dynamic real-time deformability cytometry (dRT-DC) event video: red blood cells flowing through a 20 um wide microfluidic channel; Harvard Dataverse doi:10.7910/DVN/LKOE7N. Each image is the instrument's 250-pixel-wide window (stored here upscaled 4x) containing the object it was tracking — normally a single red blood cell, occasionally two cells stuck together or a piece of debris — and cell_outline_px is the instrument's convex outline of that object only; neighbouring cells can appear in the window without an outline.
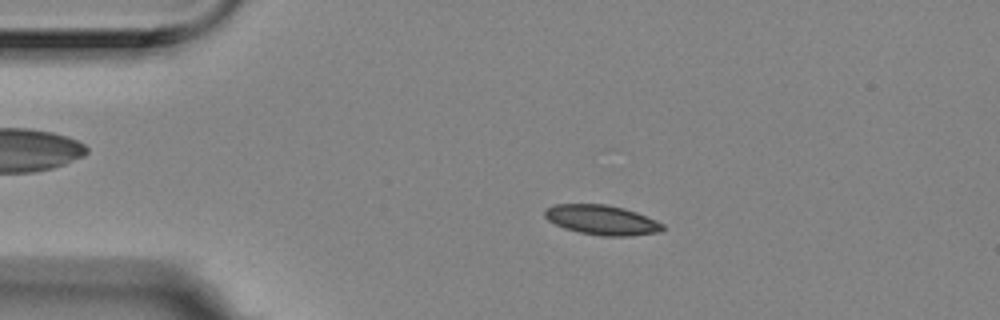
{"species": "Egyptian fruit bat (a non-hibernating species)", "species_latin": "Rousettus aegyptiacus", "temperature_condition": "room temperature", "stored_images_in_passage": 50, "camera_frame_rate_fps": 3000, "um_per_image_px": 0.085, "animal": {"sex": "female"}, "frame": {"image": 1, "passage_image": 10, "time_ms": 3.0, "image_size_px": [1000, 320], "cell_outline_px": [[664, 228], [660, 232], [632, 236], [600, 236], [580, 232], [564, 228], [548, 220], [544, 216], [544, 208], [552, 204], [604, 204], [624, 208], [636, 212], [656, 220], [664, 224]], "centroid_in_image_um": [51.14, 18.69], "position_along_channel_um": 33.9, "area_um2": 20.58}}
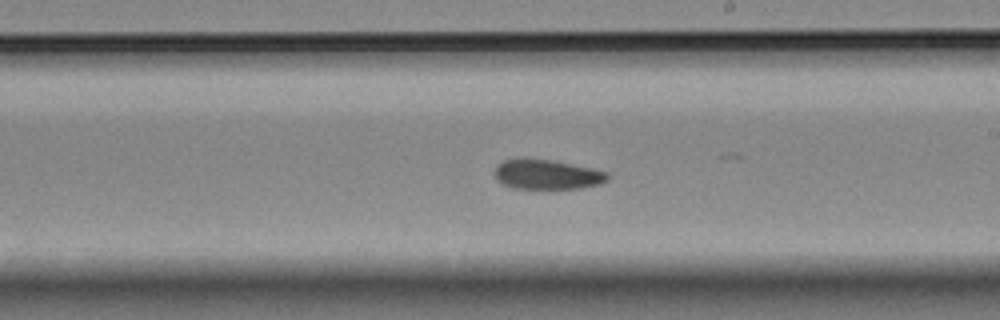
{"frame": {"image": 2, "passage_image": 31, "time_ms": 10.0, "image_size_px": [1000, 320], "cell_outline_px": [[608, 180], [600, 184], [580, 188], [512, 188], [496, 180], [492, 172], [496, 164], [504, 160], [552, 160], [608, 172]], "centroid_in_image_um": [46.46, 14.85], "position_along_channel_um": 242.5, "area_um2": 19.25}}
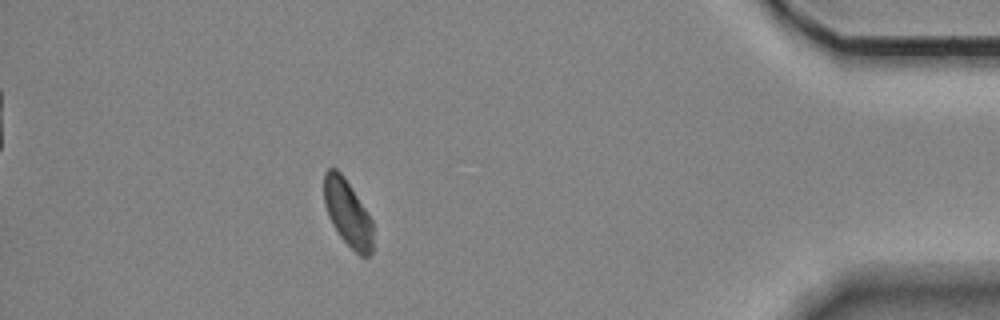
{"frame": {"image": 3, "passage_image": 49, "time_ms": 16.0, "image_size_px": [1000, 320], "cell_outline_px": [[372, 252], [368, 256], [360, 256], [340, 236], [332, 224], [328, 216], [324, 204], [324, 172], [328, 168], [336, 168], [340, 172], [368, 212], [372, 220]], "centroid_in_image_um": [29.54, 18.1], "position_along_channel_um": 405.7, "area_um2": 18.79}, "authors_computed_cell_mechanics": {"area_um2": 20.0855, "velocity_mm_per_s": 3.5154, "shape_relaxation_time_tau1_ms": 9.0094, "shape_relaxation_time_tau2_ms": null, "deformation_change_tau1": 0.1147, "deformation_change_tau2": null}}